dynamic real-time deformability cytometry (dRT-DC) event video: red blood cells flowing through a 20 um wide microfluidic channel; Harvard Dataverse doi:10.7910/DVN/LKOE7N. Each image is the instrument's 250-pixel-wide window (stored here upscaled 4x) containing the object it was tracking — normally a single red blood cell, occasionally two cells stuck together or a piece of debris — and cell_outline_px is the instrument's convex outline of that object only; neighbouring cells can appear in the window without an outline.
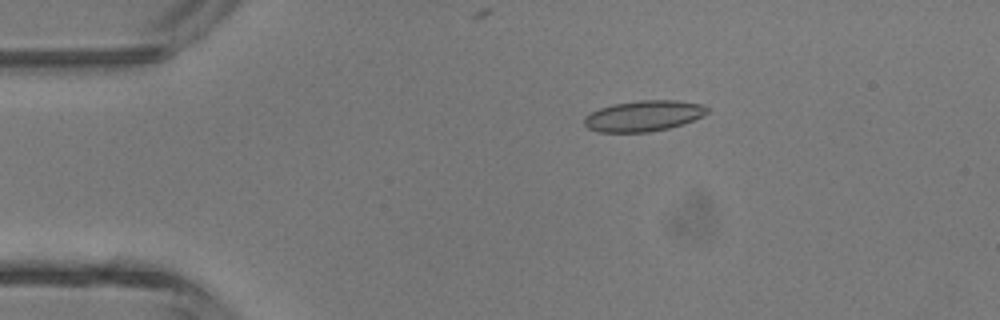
{"species": "common noctule bat (a hibernating species)", "species_latin": "Nyctalus noctula", "temperature_condition": "room temperature", "stored_images_in_passage": 3, "camera_frame_rate_fps": 3000, "um_per_image_px": 0.085, "animal": {"sex": "male", "body_mass_g": 13.3}, "frame": {"image": 1, "passage_image": 2, "time_ms": 1.333, "image_size_px": [1000, 320], "cell_outline_px": [[708, 112], [692, 120], [668, 128], [648, 132], [600, 132], [588, 128], [584, 124], [584, 116], [600, 108], [612, 104], [640, 100], [676, 100], [704, 104], [708, 108]], "centroid_in_image_um": [54.68, 9.84], "position_along_channel_um": 30.3, "area_um2": 21.91}}